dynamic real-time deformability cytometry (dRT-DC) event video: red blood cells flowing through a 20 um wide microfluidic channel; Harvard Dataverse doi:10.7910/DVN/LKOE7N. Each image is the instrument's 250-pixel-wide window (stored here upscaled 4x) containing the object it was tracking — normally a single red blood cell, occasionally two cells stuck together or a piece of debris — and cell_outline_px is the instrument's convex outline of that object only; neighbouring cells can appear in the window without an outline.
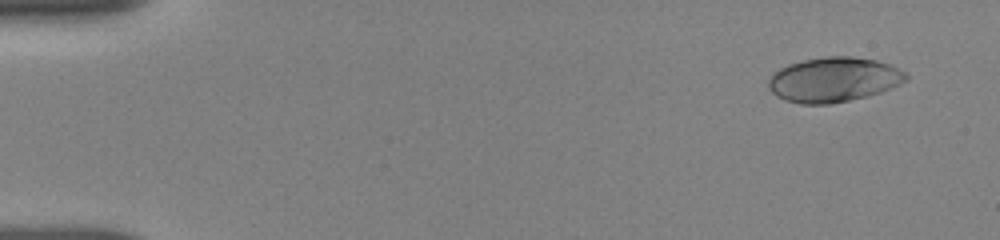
{"species": "human", "species_latin": "Homo sapiens", "temperature_condition": "room temperature", "stored_images_in_passage": 7, "camera_frame_rate_fps": 3000, "um_per_image_px": 0.085, "donor": {"sex": "female"}, "frame": {"image": 1, "passage_image": 2, "time_ms": 1.0, "image_size_px": [1000, 240], "cell_outline_px": [[908, 80], [892, 88], [868, 96], [832, 104], [800, 104], [784, 100], [776, 96], [768, 88], [768, 80], [772, 72], [788, 64], [804, 60], [824, 56], [852, 56], [876, 60], [892, 64], [900, 68], [908, 76]], "centroid_in_image_um": [70.87, 6.77], "position_along_channel_um": 14.1, "area_um2": 36.36}}
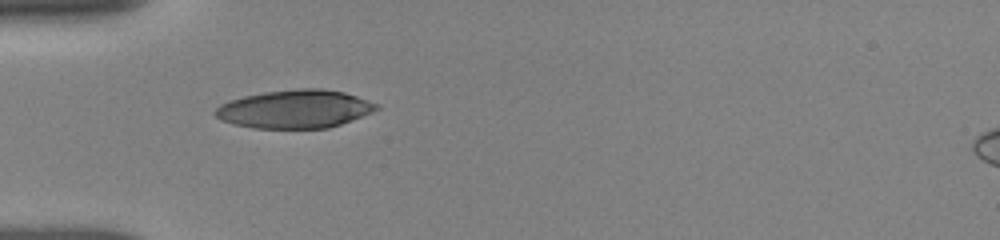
{"frame": {"image": 2, "passage_image": 6, "time_ms": 5.333, "image_size_px": [1000, 240], "cell_outline_px": [[380, 108], [372, 112], [340, 124], [328, 128], [252, 128], [232, 124], [220, 120], [212, 112], [220, 104], [228, 100], [244, 96], [264, 92], [296, 88], [320, 88], [344, 92], [380, 104]], "centroid_in_image_um": [25.03, 9.26], "position_along_channel_um": 60.0, "area_um2": 36.13}}
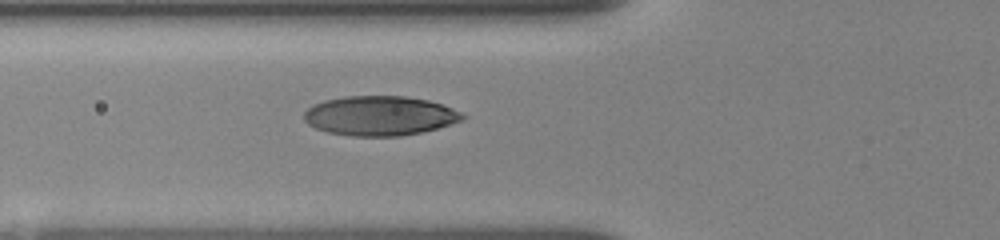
{"frame": {"image": 3, "passage_image": 7, "time_ms": 6.333, "image_size_px": [1000, 240], "cell_outline_px": [[468, 116], [464, 120], [452, 124], [420, 132], [400, 136], [352, 136], [328, 132], [316, 128], [308, 124], [304, 120], [304, 112], [312, 104], [324, 100], [344, 96], [404, 96], [428, 100], [452, 108]], "centroid_in_image_um": [32.28, 9.83], "position_along_channel_um": 93.5, "area_um2": 36.59}}